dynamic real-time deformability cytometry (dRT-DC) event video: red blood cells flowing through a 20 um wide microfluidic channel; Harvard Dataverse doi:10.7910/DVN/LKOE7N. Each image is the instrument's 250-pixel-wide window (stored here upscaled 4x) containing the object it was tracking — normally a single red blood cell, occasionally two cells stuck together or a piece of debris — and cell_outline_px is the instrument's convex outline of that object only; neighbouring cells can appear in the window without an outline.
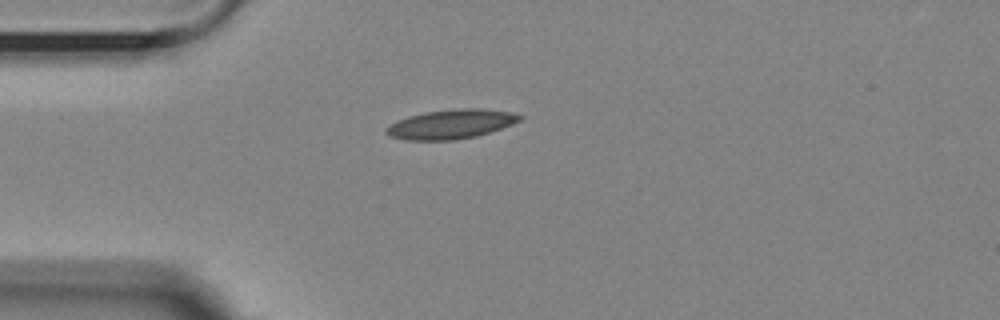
{"species": "Egyptian fruit bat (a non-hibernating species)", "species_latin": "Rousettus aegyptiacus", "temperature_condition": "room temperature", "stored_images_in_passage": 1, "camera_frame_rate_fps": 3000, "um_per_image_px": 0.085, "animal": {"sex": "female"}, "frame": {"image": 1, "passage_image": 1, "time_ms": 0.0, "image_size_px": [1000, 320], "cell_outline_px": [[524, 116], [520, 120], [512, 124], [476, 136], [456, 140], [404, 140], [392, 136], [384, 132], [384, 128], [388, 124], [396, 120], [408, 116], [424, 112], [460, 108], [484, 108], [512, 112]], "centroid_in_image_um": [38.3, 10.54], "position_along_channel_um": 46.7, "area_um2": 22.95}}